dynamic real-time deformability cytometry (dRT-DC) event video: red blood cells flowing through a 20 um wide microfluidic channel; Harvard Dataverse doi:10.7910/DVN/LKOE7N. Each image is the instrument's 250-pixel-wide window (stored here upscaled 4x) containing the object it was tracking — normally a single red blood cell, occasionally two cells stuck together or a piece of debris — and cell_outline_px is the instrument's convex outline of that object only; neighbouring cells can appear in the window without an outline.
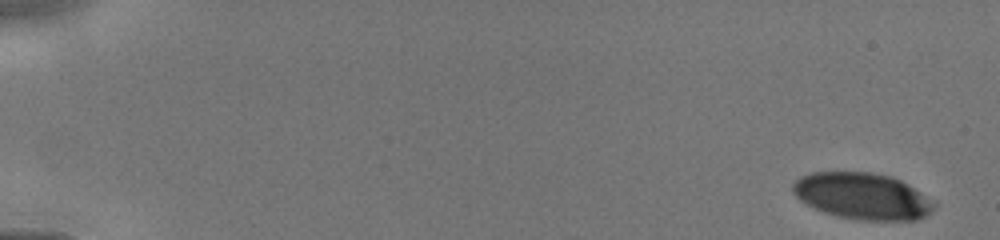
{"species": "human", "species_latin": "Homo sapiens", "temperature_condition": "cold", "stored_images_in_passage": 32, "camera_frame_rate_fps": 3000, "um_per_image_px": 0.085, "donor": {"sex": "male"}, "frame": {"image": 1, "passage_image": 1, "time_ms": 0.0, "image_size_px": [1000, 240], "cell_outline_px": [[936, 204], [924, 216], [916, 220], [856, 220], [824, 212], [800, 200], [792, 192], [792, 184], [800, 176], [812, 172], [872, 172], [892, 176], [908, 184], [936, 200]], "centroid_in_image_um": [73.32, 16.65], "position_along_channel_um": 11.7, "area_um2": 38.32}}
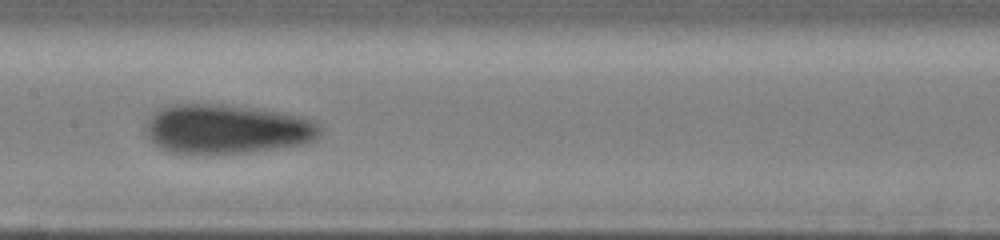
{"frame": {"image": 2, "passage_image": 16, "time_ms": 7.667, "image_size_px": [1000, 240], "cell_outline_px": [[320, 136], [316, 140], [300, 144], [244, 152], [168, 152], [160, 148], [144, 132], [144, 120], [152, 112], [160, 108], [172, 104], [220, 104], [252, 108], [276, 112], [296, 116], [312, 120], [320, 128]], "centroid_in_image_um": [19.17, 10.94], "position_along_channel_um": 188.2, "area_um2": 49.42}}
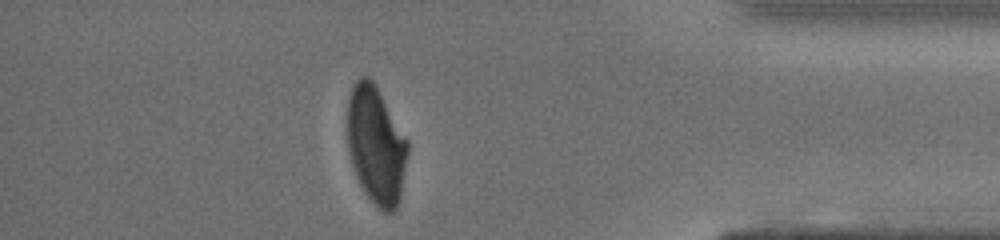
{"frame": {"image": 3, "passage_image": 29, "time_ms": 13.0, "image_size_px": [1000, 240], "cell_outline_px": [[408, 152], [400, 200], [396, 208], [392, 212], [384, 212], [364, 192], [360, 184], [352, 164], [348, 148], [348, 96], [356, 80], [360, 76], [368, 76], [372, 80], [408, 140]], "centroid_in_image_um": [31.97, 12.34], "position_along_channel_um": 403.2, "area_um2": 40.98}}